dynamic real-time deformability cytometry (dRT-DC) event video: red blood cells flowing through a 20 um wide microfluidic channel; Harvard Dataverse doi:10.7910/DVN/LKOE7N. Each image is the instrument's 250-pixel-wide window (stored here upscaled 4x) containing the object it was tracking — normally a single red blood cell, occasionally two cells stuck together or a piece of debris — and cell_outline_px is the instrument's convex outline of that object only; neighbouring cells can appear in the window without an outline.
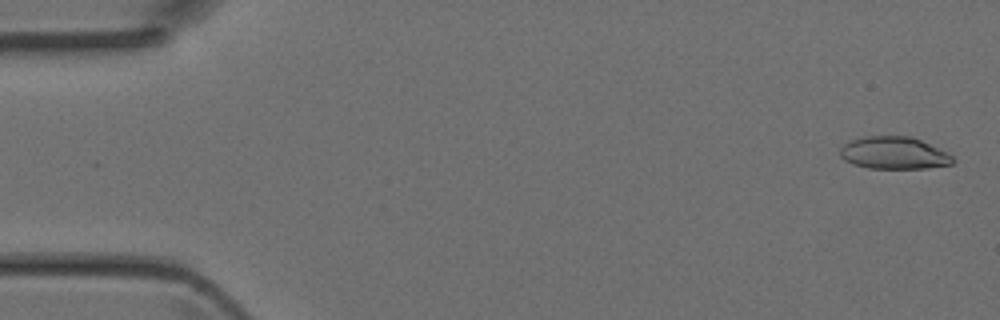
{"species": "Egyptian fruit bat (a non-hibernating species)", "species_latin": "Rousettus aegyptiacus", "temperature_condition": "room temperature", "stored_images_in_passage": 5, "camera_frame_rate_fps": 3000, "um_per_image_px": 0.085, "animal": {"sex": "female"}, "frame": {"image": 1, "passage_image": 1, "time_ms": 0.0, "image_size_px": [1000, 320], "cell_outline_px": [[952, 164], [928, 168], [868, 168], [852, 164], [844, 160], [840, 156], [840, 148], [848, 140], [864, 136], [912, 136], [948, 152], [952, 156]], "centroid_in_image_um": [75.95, 12.99], "position_along_channel_um": 9.0, "area_um2": 21.39}}
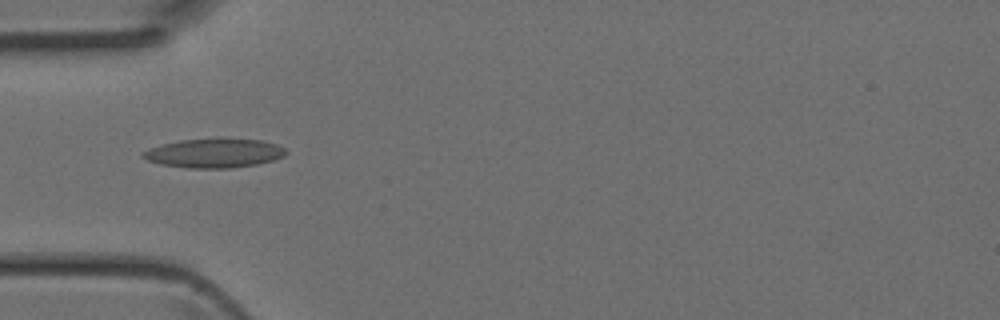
{"frame": {"image": 2, "passage_image": 5, "time_ms": 1.333, "image_size_px": [1000, 320], "cell_outline_px": [[288, 152], [284, 156], [272, 160], [256, 164], [232, 168], [188, 168], [160, 164], [148, 160], [140, 156], [140, 152], [148, 148], [160, 144], [180, 140], [264, 140], [276, 144], [284, 148]], "centroid_in_image_um": [18.15, 13.04], "position_along_channel_um": 66.8, "area_um2": 23.93}}